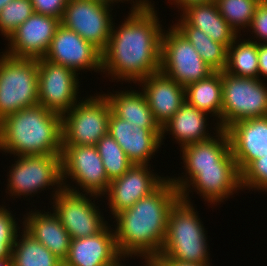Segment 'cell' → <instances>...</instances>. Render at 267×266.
<instances>
[{
  "label": "cell",
  "instance_id": "74e56055",
  "mask_svg": "<svg viewBox=\"0 0 267 266\" xmlns=\"http://www.w3.org/2000/svg\"><path fill=\"white\" fill-rule=\"evenodd\" d=\"M258 79L267 77V44H258Z\"/></svg>",
  "mask_w": 267,
  "mask_h": 266
},
{
  "label": "cell",
  "instance_id": "2e32d148",
  "mask_svg": "<svg viewBox=\"0 0 267 266\" xmlns=\"http://www.w3.org/2000/svg\"><path fill=\"white\" fill-rule=\"evenodd\" d=\"M60 25L58 18L33 13L7 40L9 48L4 53L15 58H44Z\"/></svg>",
  "mask_w": 267,
  "mask_h": 266
},
{
  "label": "cell",
  "instance_id": "d590c367",
  "mask_svg": "<svg viewBox=\"0 0 267 266\" xmlns=\"http://www.w3.org/2000/svg\"><path fill=\"white\" fill-rule=\"evenodd\" d=\"M34 13L61 19L68 0H31Z\"/></svg>",
  "mask_w": 267,
  "mask_h": 266
},
{
  "label": "cell",
  "instance_id": "d6a6232c",
  "mask_svg": "<svg viewBox=\"0 0 267 266\" xmlns=\"http://www.w3.org/2000/svg\"><path fill=\"white\" fill-rule=\"evenodd\" d=\"M34 13L31 0H12L0 11V32L5 39Z\"/></svg>",
  "mask_w": 267,
  "mask_h": 266
},
{
  "label": "cell",
  "instance_id": "6da1fadb",
  "mask_svg": "<svg viewBox=\"0 0 267 266\" xmlns=\"http://www.w3.org/2000/svg\"><path fill=\"white\" fill-rule=\"evenodd\" d=\"M131 9L118 28L112 24L107 47L102 51V72L112 80L137 84L160 71L164 29L155 7Z\"/></svg>",
  "mask_w": 267,
  "mask_h": 266
},
{
  "label": "cell",
  "instance_id": "52a82bcc",
  "mask_svg": "<svg viewBox=\"0 0 267 266\" xmlns=\"http://www.w3.org/2000/svg\"><path fill=\"white\" fill-rule=\"evenodd\" d=\"M267 116V86L263 80L238 77L222 71V110L220 129L233 123Z\"/></svg>",
  "mask_w": 267,
  "mask_h": 266
},
{
  "label": "cell",
  "instance_id": "484cf974",
  "mask_svg": "<svg viewBox=\"0 0 267 266\" xmlns=\"http://www.w3.org/2000/svg\"><path fill=\"white\" fill-rule=\"evenodd\" d=\"M182 17L193 27L202 30L212 40L227 48L238 36L221 16L216 2L192 4L181 10Z\"/></svg>",
  "mask_w": 267,
  "mask_h": 266
},
{
  "label": "cell",
  "instance_id": "30bf717a",
  "mask_svg": "<svg viewBox=\"0 0 267 266\" xmlns=\"http://www.w3.org/2000/svg\"><path fill=\"white\" fill-rule=\"evenodd\" d=\"M168 30L164 29L161 37L160 72L183 87L214 72L173 25Z\"/></svg>",
  "mask_w": 267,
  "mask_h": 266
},
{
  "label": "cell",
  "instance_id": "ffe728a7",
  "mask_svg": "<svg viewBox=\"0 0 267 266\" xmlns=\"http://www.w3.org/2000/svg\"><path fill=\"white\" fill-rule=\"evenodd\" d=\"M139 84L161 128L186 102L185 87L160 71L141 79Z\"/></svg>",
  "mask_w": 267,
  "mask_h": 266
},
{
  "label": "cell",
  "instance_id": "5bb4252c",
  "mask_svg": "<svg viewBox=\"0 0 267 266\" xmlns=\"http://www.w3.org/2000/svg\"><path fill=\"white\" fill-rule=\"evenodd\" d=\"M78 78L68 67L45 58L38 59V104L57 114H65L81 99Z\"/></svg>",
  "mask_w": 267,
  "mask_h": 266
},
{
  "label": "cell",
  "instance_id": "83f0119b",
  "mask_svg": "<svg viewBox=\"0 0 267 266\" xmlns=\"http://www.w3.org/2000/svg\"><path fill=\"white\" fill-rule=\"evenodd\" d=\"M173 26L193 45L202 60L214 71H224L227 64V47L212 40L202 30L191 26L182 16Z\"/></svg>",
  "mask_w": 267,
  "mask_h": 266
},
{
  "label": "cell",
  "instance_id": "e0dca14e",
  "mask_svg": "<svg viewBox=\"0 0 267 266\" xmlns=\"http://www.w3.org/2000/svg\"><path fill=\"white\" fill-rule=\"evenodd\" d=\"M150 166L133 164L121 177L109 183L104 197L107 195L112 217L132 207L140 198L150 195L168 178L158 176Z\"/></svg>",
  "mask_w": 267,
  "mask_h": 266
},
{
  "label": "cell",
  "instance_id": "5b68a950",
  "mask_svg": "<svg viewBox=\"0 0 267 266\" xmlns=\"http://www.w3.org/2000/svg\"><path fill=\"white\" fill-rule=\"evenodd\" d=\"M0 55V121L38 104V59Z\"/></svg>",
  "mask_w": 267,
  "mask_h": 266
},
{
  "label": "cell",
  "instance_id": "e575fe53",
  "mask_svg": "<svg viewBox=\"0 0 267 266\" xmlns=\"http://www.w3.org/2000/svg\"><path fill=\"white\" fill-rule=\"evenodd\" d=\"M251 34L254 33L253 38L257 44H267V3L258 4L250 24ZM258 41V42H257Z\"/></svg>",
  "mask_w": 267,
  "mask_h": 266
},
{
  "label": "cell",
  "instance_id": "8d00e7d4",
  "mask_svg": "<svg viewBox=\"0 0 267 266\" xmlns=\"http://www.w3.org/2000/svg\"><path fill=\"white\" fill-rule=\"evenodd\" d=\"M5 207L0 205V239H16L20 228L17 226L18 223H16L12 211Z\"/></svg>",
  "mask_w": 267,
  "mask_h": 266
},
{
  "label": "cell",
  "instance_id": "4316f807",
  "mask_svg": "<svg viewBox=\"0 0 267 266\" xmlns=\"http://www.w3.org/2000/svg\"><path fill=\"white\" fill-rule=\"evenodd\" d=\"M186 102L206 114H210L216 126L221 124L222 72L214 71L208 77L185 87Z\"/></svg>",
  "mask_w": 267,
  "mask_h": 266
},
{
  "label": "cell",
  "instance_id": "7a4b0ae2",
  "mask_svg": "<svg viewBox=\"0 0 267 266\" xmlns=\"http://www.w3.org/2000/svg\"><path fill=\"white\" fill-rule=\"evenodd\" d=\"M180 198L168 177L150 195L116 214L114 233L120 255L156 259L166 237L169 213Z\"/></svg>",
  "mask_w": 267,
  "mask_h": 266
},
{
  "label": "cell",
  "instance_id": "277c9868",
  "mask_svg": "<svg viewBox=\"0 0 267 266\" xmlns=\"http://www.w3.org/2000/svg\"><path fill=\"white\" fill-rule=\"evenodd\" d=\"M191 203L180 198L172 207L166 237L155 260L210 263L206 229Z\"/></svg>",
  "mask_w": 267,
  "mask_h": 266
},
{
  "label": "cell",
  "instance_id": "f35d334b",
  "mask_svg": "<svg viewBox=\"0 0 267 266\" xmlns=\"http://www.w3.org/2000/svg\"><path fill=\"white\" fill-rule=\"evenodd\" d=\"M16 239H0V259L11 257L12 248Z\"/></svg>",
  "mask_w": 267,
  "mask_h": 266
},
{
  "label": "cell",
  "instance_id": "836d02e7",
  "mask_svg": "<svg viewBox=\"0 0 267 266\" xmlns=\"http://www.w3.org/2000/svg\"><path fill=\"white\" fill-rule=\"evenodd\" d=\"M241 187L244 190L267 192V154L252 161L241 172Z\"/></svg>",
  "mask_w": 267,
  "mask_h": 266
},
{
  "label": "cell",
  "instance_id": "4dcf8cb0",
  "mask_svg": "<svg viewBox=\"0 0 267 266\" xmlns=\"http://www.w3.org/2000/svg\"><path fill=\"white\" fill-rule=\"evenodd\" d=\"M96 148L110 182L121 177L133 165L126 153L109 133L96 143Z\"/></svg>",
  "mask_w": 267,
  "mask_h": 266
},
{
  "label": "cell",
  "instance_id": "9c48e42d",
  "mask_svg": "<svg viewBox=\"0 0 267 266\" xmlns=\"http://www.w3.org/2000/svg\"><path fill=\"white\" fill-rule=\"evenodd\" d=\"M61 168L63 187L68 190L80 193V187L83 193L101 198L108 190L110 181L96 145H62ZM67 178L77 187L68 184Z\"/></svg>",
  "mask_w": 267,
  "mask_h": 266
},
{
  "label": "cell",
  "instance_id": "60d3db41",
  "mask_svg": "<svg viewBox=\"0 0 267 266\" xmlns=\"http://www.w3.org/2000/svg\"><path fill=\"white\" fill-rule=\"evenodd\" d=\"M173 1V2H171ZM213 0H170L171 5H176V7L178 9H184L186 8L188 5H192V4H200V3H208L211 2ZM173 3V4H172Z\"/></svg>",
  "mask_w": 267,
  "mask_h": 266
},
{
  "label": "cell",
  "instance_id": "cb8c5ba5",
  "mask_svg": "<svg viewBox=\"0 0 267 266\" xmlns=\"http://www.w3.org/2000/svg\"><path fill=\"white\" fill-rule=\"evenodd\" d=\"M207 117L208 114L185 102L161 128V143L167 132H170L181 148L211 138L214 134L206 128L209 125Z\"/></svg>",
  "mask_w": 267,
  "mask_h": 266
},
{
  "label": "cell",
  "instance_id": "b9f144b4",
  "mask_svg": "<svg viewBox=\"0 0 267 266\" xmlns=\"http://www.w3.org/2000/svg\"><path fill=\"white\" fill-rule=\"evenodd\" d=\"M130 1V0H129ZM133 5L131 8H154V3L149 0H131Z\"/></svg>",
  "mask_w": 267,
  "mask_h": 266
},
{
  "label": "cell",
  "instance_id": "44dd1931",
  "mask_svg": "<svg viewBox=\"0 0 267 266\" xmlns=\"http://www.w3.org/2000/svg\"><path fill=\"white\" fill-rule=\"evenodd\" d=\"M120 256L114 230L108 224L98 234L72 239L63 266H107Z\"/></svg>",
  "mask_w": 267,
  "mask_h": 266
},
{
  "label": "cell",
  "instance_id": "603a6c76",
  "mask_svg": "<svg viewBox=\"0 0 267 266\" xmlns=\"http://www.w3.org/2000/svg\"><path fill=\"white\" fill-rule=\"evenodd\" d=\"M214 131L216 134L211 138L181 149L183 169H209L218 168V164H237L231 152L227 131L219 126H215Z\"/></svg>",
  "mask_w": 267,
  "mask_h": 266
},
{
  "label": "cell",
  "instance_id": "1f68e13d",
  "mask_svg": "<svg viewBox=\"0 0 267 266\" xmlns=\"http://www.w3.org/2000/svg\"><path fill=\"white\" fill-rule=\"evenodd\" d=\"M214 1L217 4L221 16L237 34L241 33V29L245 30L246 28L249 30L253 15L258 6V3L255 0Z\"/></svg>",
  "mask_w": 267,
  "mask_h": 266
},
{
  "label": "cell",
  "instance_id": "7c38bea8",
  "mask_svg": "<svg viewBox=\"0 0 267 266\" xmlns=\"http://www.w3.org/2000/svg\"><path fill=\"white\" fill-rule=\"evenodd\" d=\"M113 3L109 0H68L61 25L75 31L102 52L111 35Z\"/></svg>",
  "mask_w": 267,
  "mask_h": 266
},
{
  "label": "cell",
  "instance_id": "8fae6325",
  "mask_svg": "<svg viewBox=\"0 0 267 266\" xmlns=\"http://www.w3.org/2000/svg\"><path fill=\"white\" fill-rule=\"evenodd\" d=\"M184 171L186 173L183 172V176L169 179L179 190L181 199L187 202H191L189 192H192L193 188L210 205L222 203L224 199L226 201V198L242 189L241 173L237 164H218V168Z\"/></svg>",
  "mask_w": 267,
  "mask_h": 266
},
{
  "label": "cell",
  "instance_id": "f546056e",
  "mask_svg": "<svg viewBox=\"0 0 267 266\" xmlns=\"http://www.w3.org/2000/svg\"><path fill=\"white\" fill-rule=\"evenodd\" d=\"M241 35H238L227 49L224 71L238 77L258 79V44L252 39H241Z\"/></svg>",
  "mask_w": 267,
  "mask_h": 266
},
{
  "label": "cell",
  "instance_id": "4fadbf2b",
  "mask_svg": "<svg viewBox=\"0 0 267 266\" xmlns=\"http://www.w3.org/2000/svg\"><path fill=\"white\" fill-rule=\"evenodd\" d=\"M99 197L101 196L78 193L63 187L53 198V202L51 200L54 214L72 239L93 236L108 225L99 206L92 202Z\"/></svg>",
  "mask_w": 267,
  "mask_h": 266
},
{
  "label": "cell",
  "instance_id": "d4e9b609",
  "mask_svg": "<svg viewBox=\"0 0 267 266\" xmlns=\"http://www.w3.org/2000/svg\"><path fill=\"white\" fill-rule=\"evenodd\" d=\"M110 93V94H109ZM104 94L107 98L111 112L127 122L148 130H161L155 121L143 91L121 90Z\"/></svg>",
  "mask_w": 267,
  "mask_h": 266
},
{
  "label": "cell",
  "instance_id": "8992f818",
  "mask_svg": "<svg viewBox=\"0 0 267 266\" xmlns=\"http://www.w3.org/2000/svg\"><path fill=\"white\" fill-rule=\"evenodd\" d=\"M10 168L6 193L13 199L14 196H36L38 192L54 186L53 199L63 188L61 154L18 156Z\"/></svg>",
  "mask_w": 267,
  "mask_h": 266
},
{
  "label": "cell",
  "instance_id": "d6986e66",
  "mask_svg": "<svg viewBox=\"0 0 267 266\" xmlns=\"http://www.w3.org/2000/svg\"><path fill=\"white\" fill-rule=\"evenodd\" d=\"M108 133L115 139L133 164L149 165L161 147V130L139 128L115 116L109 118Z\"/></svg>",
  "mask_w": 267,
  "mask_h": 266
},
{
  "label": "cell",
  "instance_id": "c3c4849f",
  "mask_svg": "<svg viewBox=\"0 0 267 266\" xmlns=\"http://www.w3.org/2000/svg\"><path fill=\"white\" fill-rule=\"evenodd\" d=\"M258 4H265L267 0H255Z\"/></svg>",
  "mask_w": 267,
  "mask_h": 266
},
{
  "label": "cell",
  "instance_id": "f1b7e54d",
  "mask_svg": "<svg viewBox=\"0 0 267 266\" xmlns=\"http://www.w3.org/2000/svg\"><path fill=\"white\" fill-rule=\"evenodd\" d=\"M21 231V235L19 231L16 236L11 252L13 266H63L61 260L24 228Z\"/></svg>",
  "mask_w": 267,
  "mask_h": 266
},
{
  "label": "cell",
  "instance_id": "ee69618b",
  "mask_svg": "<svg viewBox=\"0 0 267 266\" xmlns=\"http://www.w3.org/2000/svg\"><path fill=\"white\" fill-rule=\"evenodd\" d=\"M146 264L142 266H162L157 260L155 259H148L144 261Z\"/></svg>",
  "mask_w": 267,
  "mask_h": 266
},
{
  "label": "cell",
  "instance_id": "9a60e30c",
  "mask_svg": "<svg viewBox=\"0 0 267 266\" xmlns=\"http://www.w3.org/2000/svg\"><path fill=\"white\" fill-rule=\"evenodd\" d=\"M45 59L74 70L102 72V52L75 31L60 25L52 38Z\"/></svg>",
  "mask_w": 267,
  "mask_h": 266
},
{
  "label": "cell",
  "instance_id": "3957f363",
  "mask_svg": "<svg viewBox=\"0 0 267 266\" xmlns=\"http://www.w3.org/2000/svg\"><path fill=\"white\" fill-rule=\"evenodd\" d=\"M0 150L16 156L62 154V115L40 104L0 121Z\"/></svg>",
  "mask_w": 267,
  "mask_h": 266
},
{
  "label": "cell",
  "instance_id": "ba28073f",
  "mask_svg": "<svg viewBox=\"0 0 267 266\" xmlns=\"http://www.w3.org/2000/svg\"><path fill=\"white\" fill-rule=\"evenodd\" d=\"M79 101L62 115V145H96L108 134L111 107L104 94Z\"/></svg>",
  "mask_w": 267,
  "mask_h": 266
},
{
  "label": "cell",
  "instance_id": "7dc6e473",
  "mask_svg": "<svg viewBox=\"0 0 267 266\" xmlns=\"http://www.w3.org/2000/svg\"><path fill=\"white\" fill-rule=\"evenodd\" d=\"M109 1H112V2H114V5H115V3H118V2H123L124 3V1L126 2V1H128L129 2V0H109Z\"/></svg>",
  "mask_w": 267,
  "mask_h": 266
},
{
  "label": "cell",
  "instance_id": "7402d4cb",
  "mask_svg": "<svg viewBox=\"0 0 267 266\" xmlns=\"http://www.w3.org/2000/svg\"><path fill=\"white\" fill-rule=\"evenodd\" d=\"M24 229L38 242L64 262L68 256L71 236L52 211L43 213L36 209L23 218Z\"/></svg>",
  "mask_w": 267,
  "mask_h": 266
},
{
  "label": "cell",
  "instance_id": "ab89813d",
  "mask_svg": "<svg viewBox=\"0 0 267 266\" xmlns=\"http://www.w3.org/2000/svg\"><path fill=\"white\" fill-rule=\"evenodd\" d=\"M162 266H211V263L199 264V263H188L177 260H157Z\"/></svg>",
  "mask_w": 267,
  "mask_h": 266
},
{
  "label": "cell",
  "instance_id": "7bdbcfd3",
  "mask_svg": "<svg viewBox=\"0 0 267 266\" xmlns=\"http://www.w3.org/2000/svg\"><path fill=\"white\" fill-rule=\"evenodd\" d=\"M0 266H13L11 257H4L0 259Z\"/></svg>",
  "mask_w": 267,
  "mask_h": 266
},
{
  "label": "cell",
  "instance_id": "ac0fdd59",
  "mask_svg": "<svg viewBox=\"0 0 267 266\" xmlns=\"http://www.w3.org/2000/svg\"><path fill=\"white\" fill-rule=\"evenodd\" d=\"M240 173L267 154V116L237 121L226 129Z\"/></svg>",
  "mask_w": 267,
  "mask_h": 266
},
{
  "label": "cell",
  "instance_id": "bcb514c9",
  "mask_svg": "<svg viewBox=\"0 0 267 266\" xmlns=\"http://www.w3.org/2000/svg\"><path fill=\"white\" fill-rule=\"evenodd\" d=\"M12 0H0V11L2 10V8L7 5L8 3H10Z\"/></svg>",
  "mask_w": 267,
  "mask_h": 266
},
{
  "label": "cell",
  "instance_id": "f6af8a7d",
  "mask_svg": "<svg viewBox=\"0 0 267 266\" xmlns=\"http://www.w3.org/2000/svg\"><path fill=\"white\" fill-rule=\"evenodd\" d=\"M127 257H123V256H120L113 264H109V265H107V266H126V265H124L123 263H122V260H123V262L125 263V259H126Z\"/></svg>",
  "mask_w": 267,
  "mask_h": 266
}]
</instances>
